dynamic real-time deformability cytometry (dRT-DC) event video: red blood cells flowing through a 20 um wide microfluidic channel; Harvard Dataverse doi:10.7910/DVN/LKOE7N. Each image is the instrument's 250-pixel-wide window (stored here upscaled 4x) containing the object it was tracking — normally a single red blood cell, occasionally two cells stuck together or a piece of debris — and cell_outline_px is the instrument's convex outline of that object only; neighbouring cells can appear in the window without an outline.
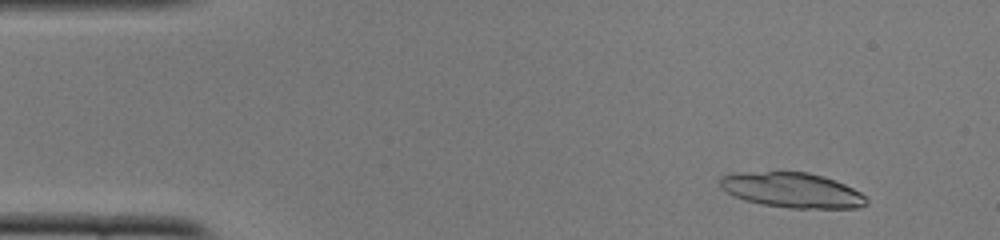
{"species": "common noctule bat (a hibernating species)", "species_latin": "Nyctalus noctula", "temperature_condition": "cold", "stored_images_in_passage": 50, "segment_of_instrument_passage": [1, 2], "camera_frame_rate_fps": 3000, "um_per_image_px": 0.085, "animal": {"sex": "female", "body_mass_g": 22.0, "forearm_length_mm": 56.7}, "frame": {"image": 1, "passage_image": 5, "time_ms": 1.333, "image_size_px": [1000, 240], "cell_outline_px": [[868, 204], [860, 208], [788, 208], [760, 204], [744, 200], [720, 188], [720, 176], [732, 172], [808, 172], [824, 176], [844, 184], [860, 192], [868, 200]], "centroid_in_image_um": [67.32, 16.16], "position_along_channel_um": 17.7, "area_um2": 30.06}}